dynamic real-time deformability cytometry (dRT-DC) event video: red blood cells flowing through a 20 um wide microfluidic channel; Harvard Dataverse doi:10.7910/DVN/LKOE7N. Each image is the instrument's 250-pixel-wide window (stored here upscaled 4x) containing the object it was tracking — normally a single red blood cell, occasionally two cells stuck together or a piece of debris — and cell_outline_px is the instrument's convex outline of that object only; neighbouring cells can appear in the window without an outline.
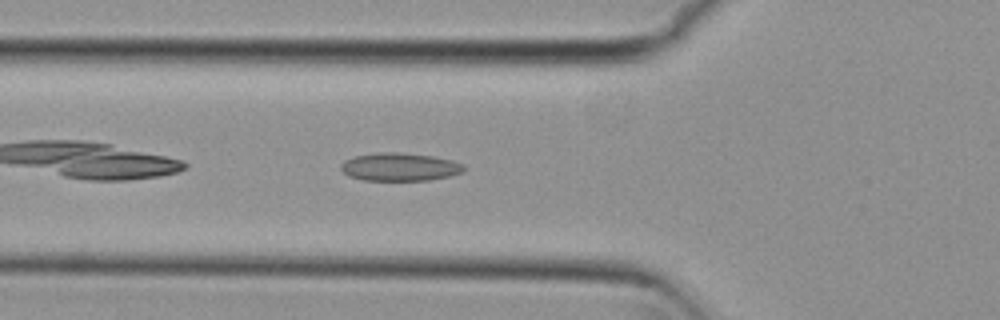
{"species": "common noctule bat (a hibernating species)", "species_latin": "Nyctalus noctula", "temperature_condition": "cold", "stored_images_in_passage": 39, "camera_frame_rate_fps": 3000, "um_per_image_px": 0.085, "animal": {"sex": "female", "body_mass_g": 29.2, "forearm_length_mm": 56.3}, "frame": {"image": 1, "passage_image": 4, "time_ms": 1.0, "image_size_px": [1000, 320], "cell_outline_px": [[468, 168], [464, 172], [448, 176], [428, 180], [364, 180], [348, 176], [340, 168], [340, 164], [344, 160], [352, 156], [376, 152], [400, 152], [432, 156], [452, 160], [464, 164]], "centroid_in_image_um": [33.98, 14.17], "position_along_channel_um": 91.8, "area_um2": 20.35}}
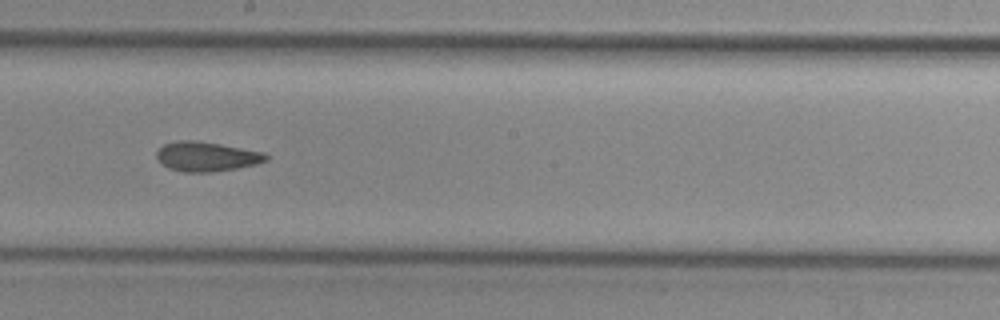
{"frame": {"image": 2, "passage_image": 15, "time_ms": 4.667, "image_size_px": [1000, 320], "cell_outline_px": [[268, 160], [256, 164], [236, 168], [212, 172], [184, 172], [168, 168], [156, 156], [156, 152], [164, 144], [176, 140], [196, 140], [220, 144], [264, 152], [268, 156]], "centroid_in_image_um": [17.56, 13.3], "position_along_channel_um": 230.6, "area_um2": 18.79}}
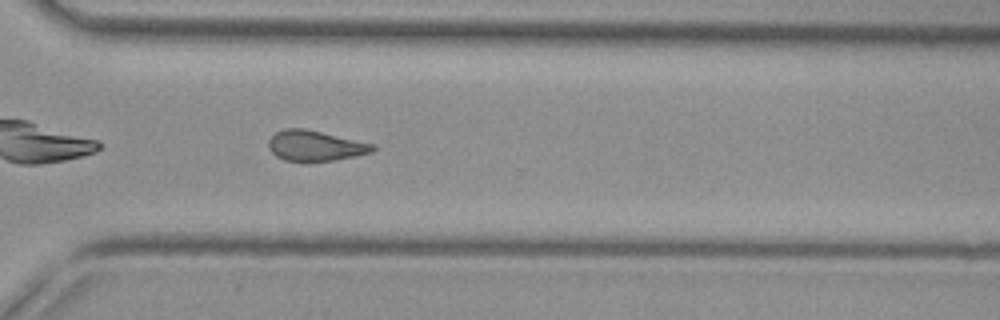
{"frame": {"image": 3, "passage_image": 24, "time_ms": 7.667, "image_size_px": [1000, 320], "cell_outline_px": [[376, 148], [372, 152], [356, 156], [336, 160], [284, 160], [276, 156], [268, 148], [268, 140], [276, 132], [284, 128], [304, 128], [376, 144]], "centroid_in_image_um": [26.81, 12.37], "position_along_channel_um": 343.8, "area_um2": 18.38}, "authors_computed_cell_mechanics": {"area_um2": 18.785, "velocity_mm_per_s": 3.7742, "shape_relaxation_time_tau1_ms": null, "shape_relaxation_time_tau2_ms": 3.3787, "deformation_change_tau1": null, "deformation_change_tau2": 0.1067}}